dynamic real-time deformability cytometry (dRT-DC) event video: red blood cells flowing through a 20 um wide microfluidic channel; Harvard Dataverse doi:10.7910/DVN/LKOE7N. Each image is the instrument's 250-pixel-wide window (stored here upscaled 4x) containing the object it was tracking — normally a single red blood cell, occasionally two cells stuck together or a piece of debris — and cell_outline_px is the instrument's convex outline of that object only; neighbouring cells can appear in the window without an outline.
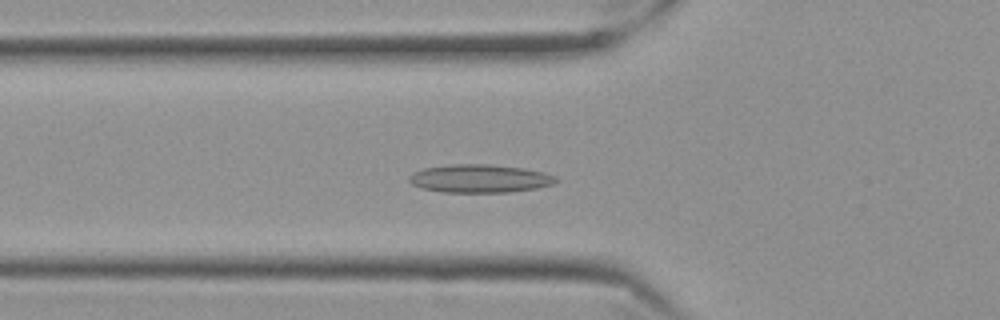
{"species": "Egyptian fruit bat (a non-hibernating species)", "species_latin": "Rousettus aegyptiacus", "temperature_condition": "cold", "stored_images_in_passage": 29, "camera_frame_rate_fps": 3000, "um_per_image_px": 0.085, "frame": {"image": 1, "passage_image": 4, "time_ms": 1.0, "image_size_px": [1000, 320], "cell_outline_px": [[560, 180], [556, 184], [536, 188], [508, 192], [440, 192], [420, 188], [412, 184], [408, 180], [408, 176], [412, 172], [424, 168], [452, 164], [488, 164], [524, 168], [544, 172], [556, 176]], "centroid_in_image_um": [40.79, 15.17], "position_along_channel_um": 85.0, "area_um2": 24.39}}
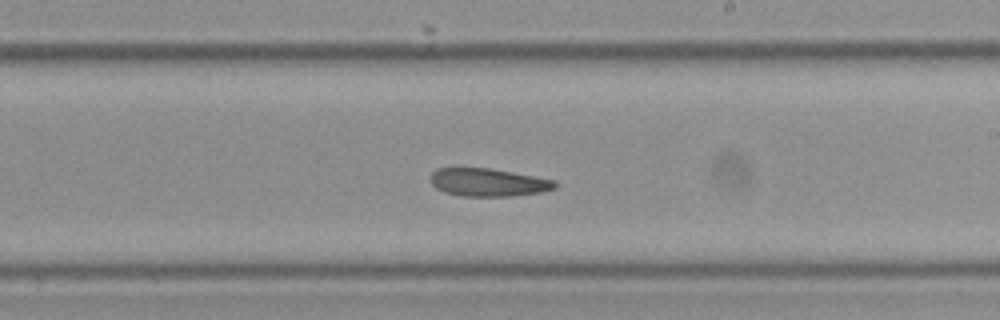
{"frame": {"image": 2, "passage_image": 18, "time_ms": 5.667, "image_size_px": [1000, 320], "cell_outline_px": [[556, 188], [540, 192], [512, 196], [460, 196], [444, 192], [436, 188], [428, 180], [428, 176], [436, 168], [488, 168], [556, 180]], "centroid_in_image_um": [41.43, 15.5], "position_along_channel_um": 247.6, "area_um2": 20.35}}
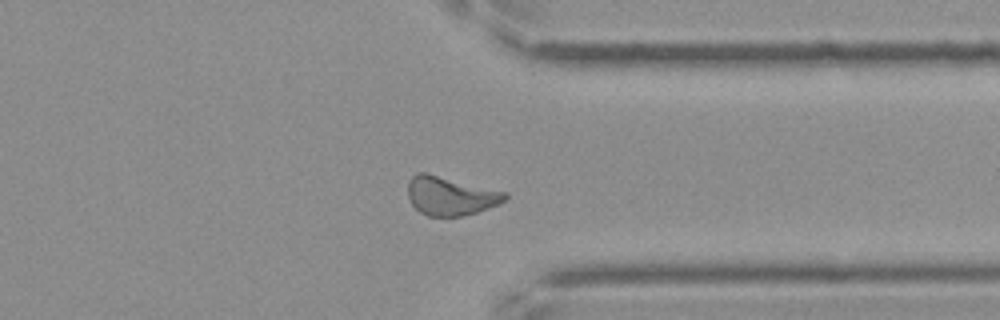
{"frame": {"image": 3, "passage_image": 29, "time_ms": 9.333, "image_size_px": [1000, 320], "cell_outline_px": [[508, 196], [504, 200], [488, 208], [476, 212], [460, 216], [428, 216], [420, 212], [412, 204], [408, 196], [408, 180], [416, 172], [424, 172], [508, 192]], "centroid_in_image_um": [38.26, 16.64], "position_along_channel_um": 373.1, "area_um2": 21.79}, "authors_computed_cell_mechanics": {"area_um2": 21.2704, "velocity_mm_per_s": 3.4656, "shape_relaxation_time_tau1_ms": null, "shape_relaxation_time_tau2_ms": 10.6383, "deformation_change_tau1": null, "deformation_change_tau2": 0.1355}}